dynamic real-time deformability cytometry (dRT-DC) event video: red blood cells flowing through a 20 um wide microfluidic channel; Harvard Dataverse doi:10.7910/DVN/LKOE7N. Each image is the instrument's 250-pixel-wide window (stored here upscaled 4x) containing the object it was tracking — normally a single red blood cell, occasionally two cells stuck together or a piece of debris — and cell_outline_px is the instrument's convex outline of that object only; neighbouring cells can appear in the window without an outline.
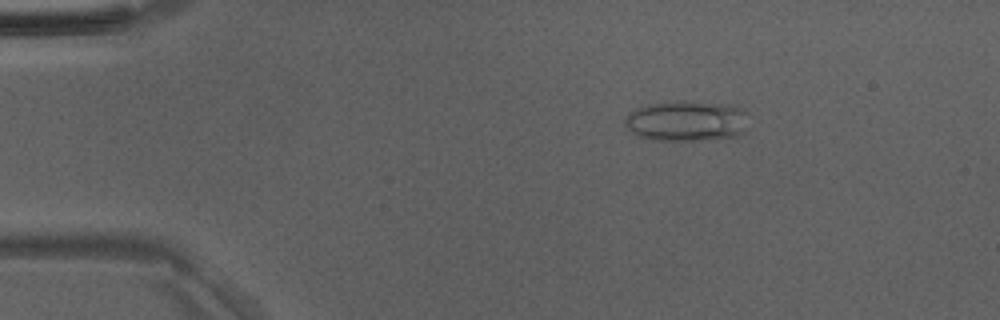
{"species": "Egyptian fruit bat (a non-hibernating species)", "species_latin": "Rousettus aegyptiacus", "temperature_condition": "room temperature", "stored_images_in_passage": 49, "camera_frame_rate_fps": 3000, "um_per_image_px": 0.085, "animal": {"sex": "male"}, "frame": {"image": 1, "passage_image": 9, "time_ms": 2.667, "image_size_px": [1000, 320], "cell_outline_px": [[744, 132], [736, 136], [712, 140], [652, 140], [636, 136], [624, 124], [624, 120], [628, 112], [636, 108], [648, 104], [680, 100], [732, 104], [740, 108], [744, 112]], "centroid_in_image_um": [58.3, 10.28], "position_along_channel_um": 26.7, "area_um2": 29.48}}
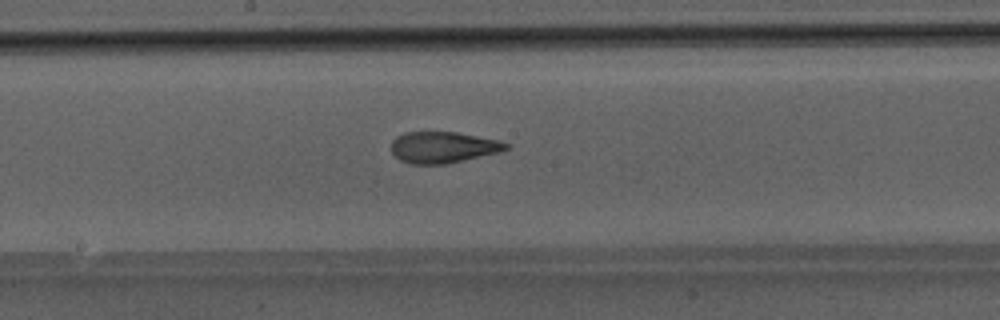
{"frame": {"image": 2, "passage_image": 27, "time_ms": 8.667, "image_size_px": [1000, 320], "cell_outline_px": [[512, 144], [508, 148], [500, 152], [444, 164], [412, 164], [400, 160], [392, 152], [392, 140], [396, 136], [404, 132], [456, 132], [500, 140]], "centroid_in_image_um": [37.68, 12.51], "position_along_channel_um": 210.5, "area_um2": 20.92}}
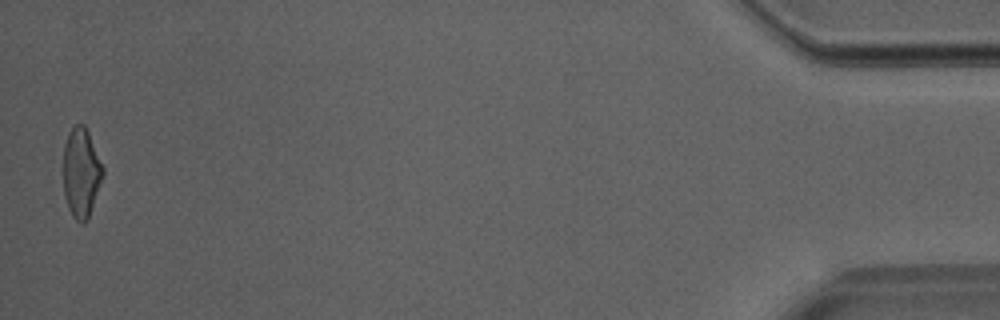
{"frame": {"image": 3, "passage_image": 49, "time_ms": 16.0, "image_size_px": [1000, 320], "cell_outline_px": [[104, 172], [88, 216], [84, 224], [76, 220], [72, 216], [68, 208], [64, 196], [64, 144], [68, 132], [76, 124], [84, 124], [88, 132], [104, 168]], "centroid_in_image_um": [6.88, 14.65], "position_along_channel_um": 428.3, "area_um2": 20.29}}